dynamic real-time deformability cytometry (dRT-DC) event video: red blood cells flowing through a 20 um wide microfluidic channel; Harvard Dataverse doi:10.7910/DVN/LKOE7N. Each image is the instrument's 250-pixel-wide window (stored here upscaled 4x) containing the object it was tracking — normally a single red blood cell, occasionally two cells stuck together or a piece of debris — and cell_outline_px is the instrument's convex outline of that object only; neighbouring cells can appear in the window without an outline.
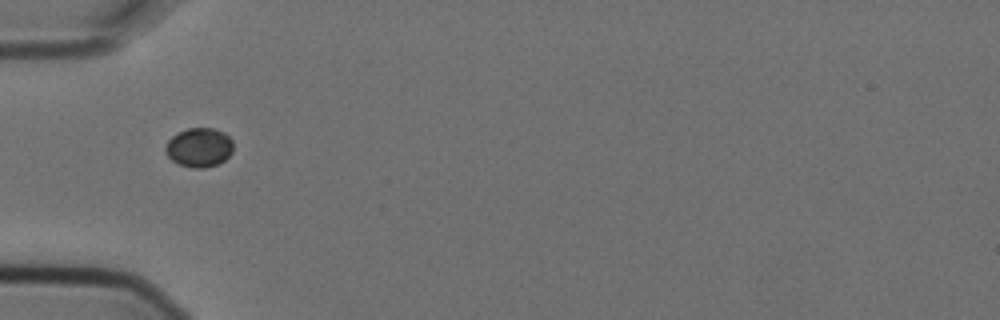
{"species": "Egyptian fruit bat (a non-hibernating species)", "species_latin": "Rousettus aegyptiacus", "temperature_condition": "cold", "stored_images_in_passage": 5, "camera_frame_rate_fps": 3000, "um_per_image_px": 0.085, "animal": {"sex": "female"}, "frame": {"image": 1, "passage_image": 2, "time_ms": 0.333, "image_size_px": [1000, 320], "cell_outline_px": [[232, 152], [224, 160], [216, 164], [204, 168], [192, 168], [180, 164], [172, 160], [164, 152], [164, 148], [168, 140], [176, 132], [188, 128], [212, 128], [224, 132], [232, 140]], "centroid_in_image_um": [16.9, 12.52], "position_along_channel_um": 68.1, "area_um2": 15.49}}
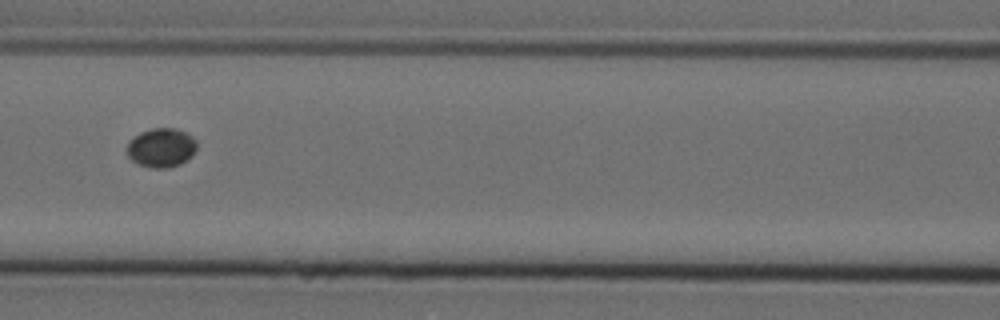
{"frame": {"image": 2, "passage_image": 4, "time_ms": 1.0, "image_size_px": [1000, 320], "cell_outline_px": [[196, 148], [192, 156], [188, 160], [180, 164], [168, 168], [152, 168], [140, 164], [132, 160], [128, 156], [128, 140], [132, 136], [140, 132], [152, 128], [176, 128], [192, 136], [196, 140]], "centroid_in_image_um": [13.71, 12.55], "position_along_channel_um": 152.9, "area_um2": 16.01}}
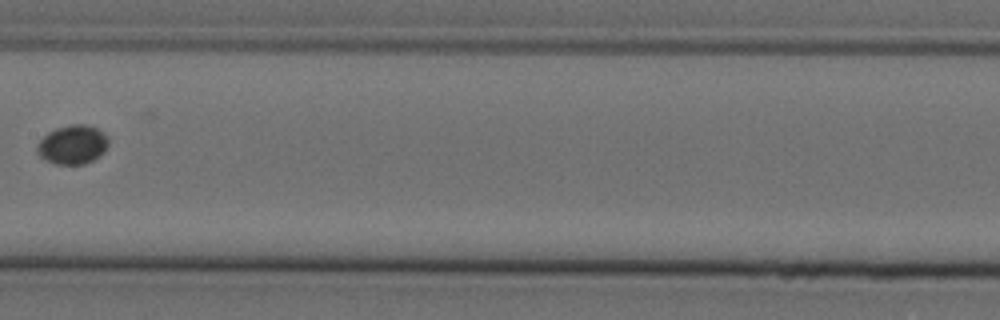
{"frame": {"image": 3, "passage_image": 5, "time_ms": 1.333, "image_size_px": [1000, 320], "cell_outline_px": [[108, 144], [104, 152], [100, 156], [84, 164], [56, 164], [44, 160], [36, 152], [36, 144], [48, 132], [56, 128], [72, 124], [88, 124], [104, 132], [108, 136]], "centroid_in_image_um": [6.17, 12.29], "position_along_channel_um": 201.2, "area_um2": 16.42}}